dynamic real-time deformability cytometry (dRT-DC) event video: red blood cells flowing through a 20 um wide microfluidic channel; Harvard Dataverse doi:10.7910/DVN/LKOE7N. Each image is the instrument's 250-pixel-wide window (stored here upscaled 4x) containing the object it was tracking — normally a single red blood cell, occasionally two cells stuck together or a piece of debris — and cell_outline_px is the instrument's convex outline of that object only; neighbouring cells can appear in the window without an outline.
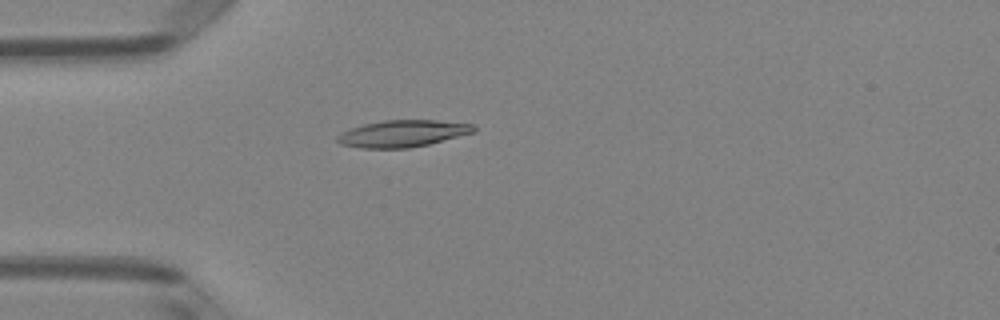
{"species": "Egyptian fruit bat (a non-hibernating species)", "species_latin": "Rousettus aegyptiacus", "temperature_condition": "room temperature", "stored_images_in_passage": 2, "camera_frame_rate_fps": 3000, "um_per_image_px": 0.085, "animal": {"sex": "female"}, "frame": {"image": 1, "passage_image": 2, "time_ms": 0.333, "image_size_px": [1000, 320], "cell_outline_px": [[476, 132], [428, 144], [408, 148], [360, 148], [340, 144], [336, 140], [336, 136], [340, 132], [364, 124], [384, 120], [436, 120], [472, 124], [476, 128]], "centroid_in_image_um": [34.21, 11.35], "position_along_channel_um": 50.8, "area_um2": 21.33}}